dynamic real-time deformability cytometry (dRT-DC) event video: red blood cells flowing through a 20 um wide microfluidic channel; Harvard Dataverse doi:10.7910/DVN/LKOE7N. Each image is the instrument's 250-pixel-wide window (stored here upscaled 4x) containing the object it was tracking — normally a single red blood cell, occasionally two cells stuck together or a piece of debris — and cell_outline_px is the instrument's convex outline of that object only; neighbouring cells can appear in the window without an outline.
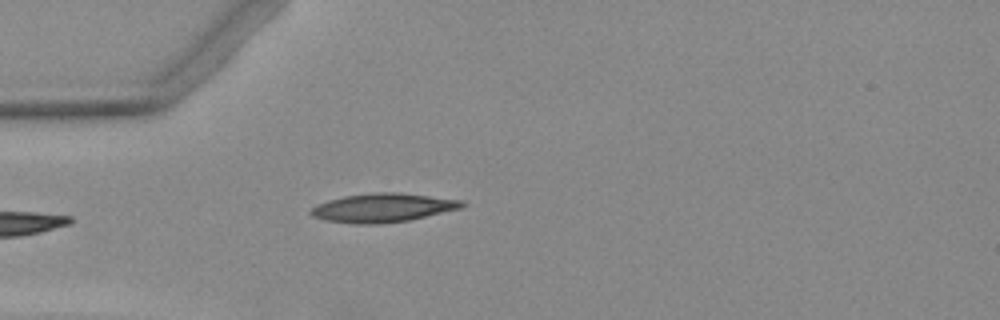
{"species": "Egyptian fruit bat (a non-hibernating species)", "species_latin": "Rousettus aegyptiacus", "temperature_condition": "warm", "stored_images_in_passage": 5, "camera_frame_rate_fps": 3000, "um_per_image_px": 0.085, "animal": {"sex": "female"}, "frame": {"image": 1, "passage_image": 5, "time_ms": 4.667, "image_size_px": [1000, 320], "cell_outline_px": [[468, 204], [464, 208], [408, 220], [376, 224], [356, 224], [324, 220], [312, 216], [308, 212], [316, 204], [328, 200], [344, 196], [372, 192], [400, 192], [464, 200]], "centroid_in_image_um": [32.57, 17.65], "position_along_channel_um": 52.4, "area_um2": 25.66}}